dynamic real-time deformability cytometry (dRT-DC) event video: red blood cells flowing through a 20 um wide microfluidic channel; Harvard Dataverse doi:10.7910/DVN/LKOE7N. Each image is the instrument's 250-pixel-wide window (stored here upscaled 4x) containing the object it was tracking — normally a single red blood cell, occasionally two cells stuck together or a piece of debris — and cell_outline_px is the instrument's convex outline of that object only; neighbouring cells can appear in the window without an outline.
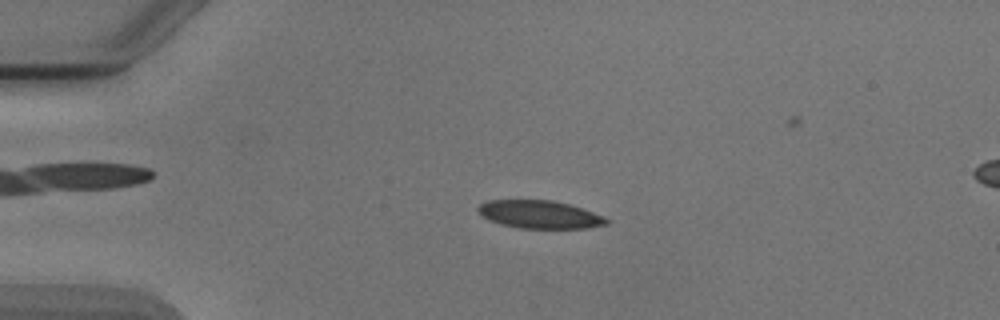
{"species": "Egyptian fruit bat (a non-hibernating species)", "species_latin": "Rousettus aegyptiacus", "temperature_condition": "cold", "stored_images_in_passage": 5, "segment_of_instrument_passage": [1, 2], "camera_frame_rate_fps": 3000, "um_per_image_px": 0.085, "animal": {"sex": "male"}, "frame": {"image": 1, "passage_image": 3, "time_ms": 2.333, "image_size_px": [1000, 320], "cell_outline_px": [[608, 224], [588, 228], [520, 228], [488, 220], [476, 208], [480, 204], [488, 200], [552, 200], [568, 204], [604, 216], [608, 220]], "centroid_in_image_um": [45.88, 18.23], "position_along_channel_um": 39.1, "area_um2": 20.63}}